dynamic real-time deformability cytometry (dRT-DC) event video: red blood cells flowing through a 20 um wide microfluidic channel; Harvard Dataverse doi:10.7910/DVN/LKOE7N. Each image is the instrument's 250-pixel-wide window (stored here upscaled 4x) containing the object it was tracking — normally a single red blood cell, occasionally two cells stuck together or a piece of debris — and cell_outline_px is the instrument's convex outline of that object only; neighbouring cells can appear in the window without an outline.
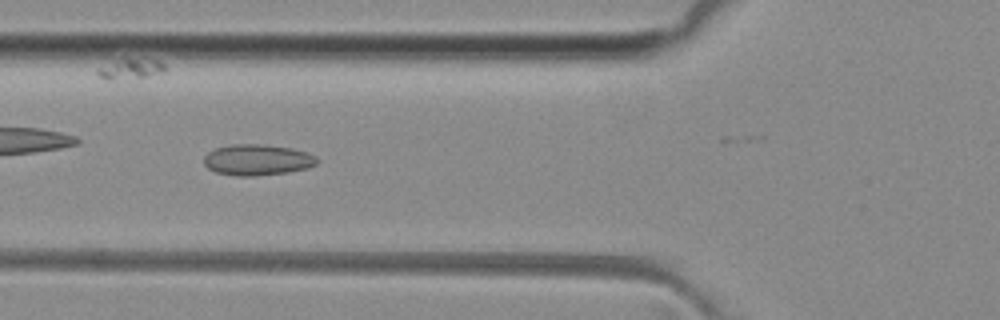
{"species": "common noctule bat (a hibernating species)", "species_latin": "Nyctalus noctula", "temperature_condition": "room temperature", "stored_images_in_passage": 49, "camera_frame_rate_fps": 3000, "um_per_image_px": 0.085, "animal": {"sex": "female", "body_mass_g": 29.2, "forearm_length_mm": 56.3}, "frame": {"image": 1, "passage_image": 18, "time_ms": 5.667, "image_size_px": [1000, 320], "cell_outline_px": [[320, 160], [316, 164], [308, 168], [288, 172], [256, 176], [236, 176], [216, 172], [208, 168], [204, 164], [204, 156], [208, 152], [216, 148], [228, 144], [264, 144], [292, 148], [316, 156]], "centroid_in_image_um": [21.87, 13.58], "position_along_channel_um": 103.9, "area_um2": 20.58}}
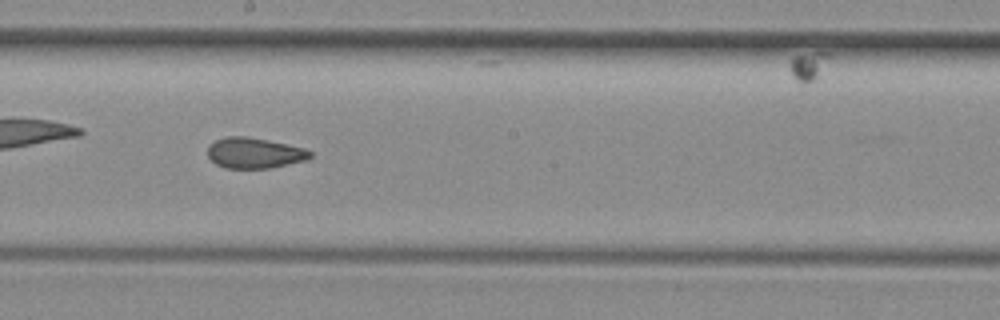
{"frame": {"image": 2, "passage_image": 27, "time_ms": 8.667, "image_size_px": [1000, 320], "cell_outline_px": [[312, 156], [308, 160], [272, 168], [224, 168], [216, 164], [208, 156], [208, 144], [216, 140], [228, 136], [244, 136], [268, 140], [304, 148], [312, 152]], "centroid_in_image_um": [21.64, 13.01], "position_along_channel_um": 226.6, "area_um2": 18.38}}
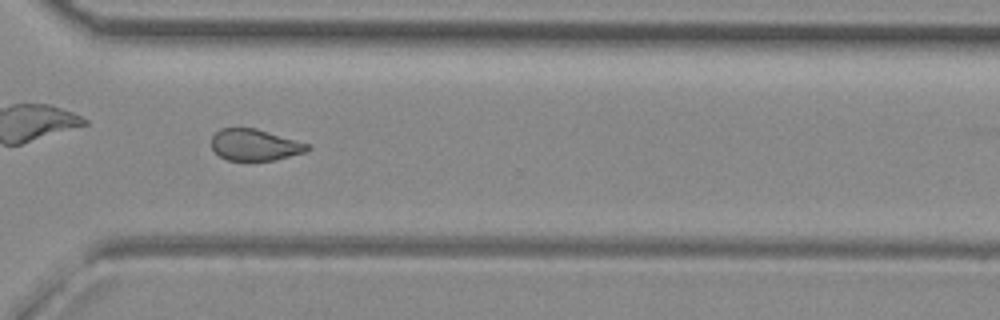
{"frame": {"image": 3, "passage_image": 36, "time_ms": 11.667, "image_size_px": [1000, 320], "cell_outline_px": [[312, 148], [304, 152], [272, 160], [228, 160], [220, 156], [212, 148], [212, 136], [220, 128], [256, 128], [308, 144]], "centroid_in_image_um": [21.63, 12.3], "position_along_channel_um": 349.0, "area_um2": 17.28}}